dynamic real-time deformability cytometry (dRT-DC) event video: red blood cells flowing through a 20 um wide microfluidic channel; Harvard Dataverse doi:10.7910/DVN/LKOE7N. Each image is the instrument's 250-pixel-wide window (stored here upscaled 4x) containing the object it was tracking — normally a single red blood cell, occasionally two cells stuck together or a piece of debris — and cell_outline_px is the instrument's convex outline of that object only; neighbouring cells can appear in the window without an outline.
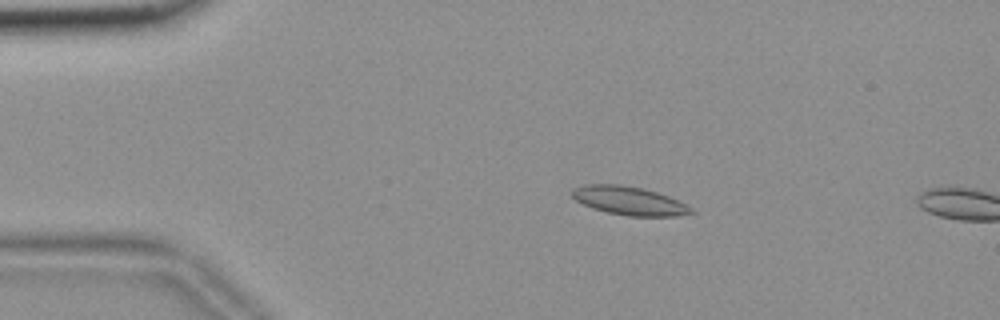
{"species": "common noctule bat (a hibernating species)", "species_latin": "Nyctalus noctula", "temperature_condition": "room temperature", "stored_images_in_passage": 13, "camera_frame_rate_fps": 3000, "um_per_image_px": 0.085, "animal": {"sex": "female", "body_mass_g": 18.4}, "frame": {"image": 1, "passage_image": 10, "time_ms": 3.0, "image_size_px": [1000, 320], "cell_outline_px": [[696, 212], [676, 216], [628, 216], [608, 212], [592, 208], [576, 200], [568, 192], [572, 188], [584, 184], [620, 184], [644, 188], [668, 196], [692, 208]], "centroid_in_image_um": [53.42, 17.05], "position_along_channel_um": 31.6, "area_um2": 19.83}}